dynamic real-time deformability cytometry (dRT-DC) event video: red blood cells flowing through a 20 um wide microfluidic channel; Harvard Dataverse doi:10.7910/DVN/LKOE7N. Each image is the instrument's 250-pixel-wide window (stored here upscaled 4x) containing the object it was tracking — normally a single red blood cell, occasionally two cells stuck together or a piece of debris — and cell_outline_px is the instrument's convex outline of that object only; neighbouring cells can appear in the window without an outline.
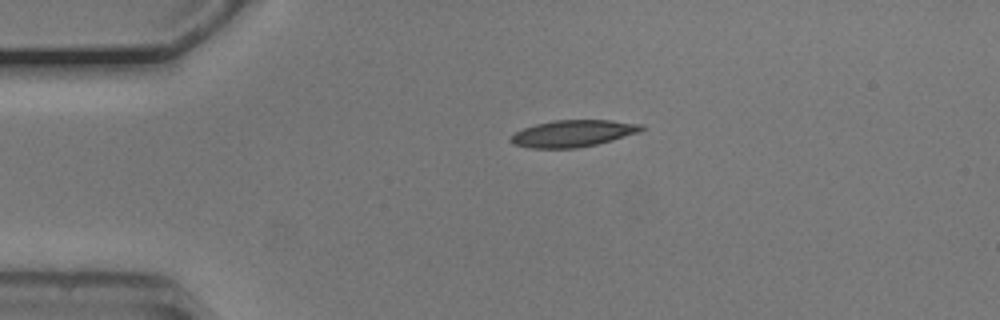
{"species": "common noctule bat (a hibernating species)", "species_latin": "Nyctalus noctula", "temperature_condition": "cold", "stored_images_in_passage": 42, "camera_frame_rate_fps": 3000, "um_per_image_px": 0.085, "animal": {"sex": "male", "body_mass_g": 20.5, "forearm_length_mm": 52.5}, "frame": {"image": 1, "passage_image": 1, "time_ms": 0.0, "image_size_px": [1000, 320], "cell_outline_px": [[644, 128], [640, 132], [612, 140], [596, 144], [576, 148], [532, 148], [516, 144], [508, 140], [516, 132], [524, 128], [536, 124], [556, 120], [612, 120], [644, 124]], "centroid_in_image_um": [48.75, 11.33], "position_along_channel_um": 36.2, "area_um2": 20.23}}
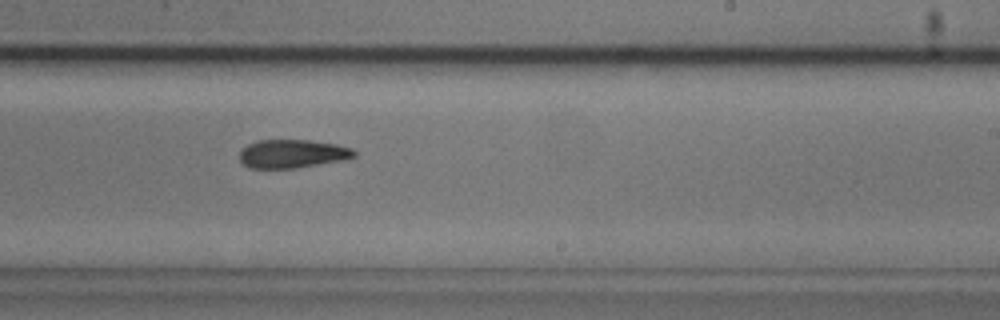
{"frame": {"image": 2, "passage_image": 22, "time_ms": 7.0, "image_size_px": [1000, 320], "cell_outline_px": [[356, 156], [348, 160], [292, 168], [248, 168], [240, 160], [240, 152], [248, 144], [256, 140], [308, 140], [336, 144], [352, 148], [356, 152]], "centroid_in_image_um": [24.89, 13.07], "position_along_channel_um": 264.1, "area_um2": 19.07}}
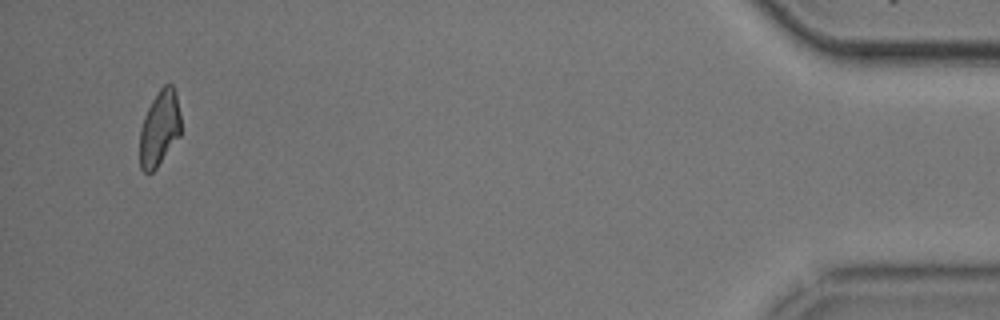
{"frame": {"image": 3, "passage_image": 41, "time_ms": 13.333, "image_size_px": [1000, 320], "cell_outline_px": [[180, 136], [156, 168], [152, 172], [144, 172], [140, 168], [140, 128], [144, 116], [152, 100], [160, 88], [164, 84], [172, 84], [176, 92], [180, 116]], "centroid_in_image_um": [13.55, 10.9], "position_along_channel_um": 421.6, "area_um2": 18.03}}